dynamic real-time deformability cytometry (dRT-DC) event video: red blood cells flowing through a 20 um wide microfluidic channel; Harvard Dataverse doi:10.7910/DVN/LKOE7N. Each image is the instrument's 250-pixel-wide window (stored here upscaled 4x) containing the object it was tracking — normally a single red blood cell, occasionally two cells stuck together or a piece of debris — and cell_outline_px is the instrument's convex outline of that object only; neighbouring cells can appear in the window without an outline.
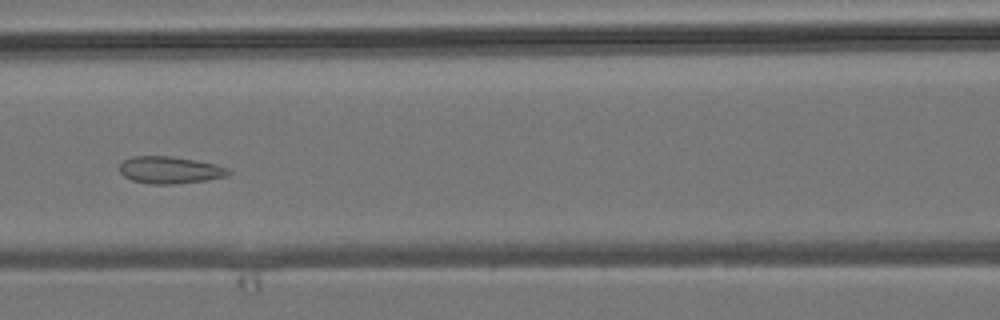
{"species": "common noctule bat (a hibernating species)", "species_latin": "Nyctalus noctula", "temperature_condition": "room temperature", "stored_images_in_passage": 6, "camera_frame_rate_fps": 3000, "um_per_image_px": 0.085, "animal": {"sex": "male", "body_mass_g": 19.2, "forearm_length_mm": 51.8}, "frame": {"image": 1, "passage_image": 6, "time_ms": 5.667, "image_size_px": [1000, 320], "cell_outline_px": [[232, 172], [228, 176], [204, 180], [172, 184], [152, 184], [132, 180], [124, 176], [120, 172], [120, 164], [124, 160], [132, 156], [172, 156], [196, 160], [216, 164], [228, 168]], "centroid_in_image_um": [14.46, 14.44], "position_along_channel_um": 152.1, "area_um2": 17.17}}